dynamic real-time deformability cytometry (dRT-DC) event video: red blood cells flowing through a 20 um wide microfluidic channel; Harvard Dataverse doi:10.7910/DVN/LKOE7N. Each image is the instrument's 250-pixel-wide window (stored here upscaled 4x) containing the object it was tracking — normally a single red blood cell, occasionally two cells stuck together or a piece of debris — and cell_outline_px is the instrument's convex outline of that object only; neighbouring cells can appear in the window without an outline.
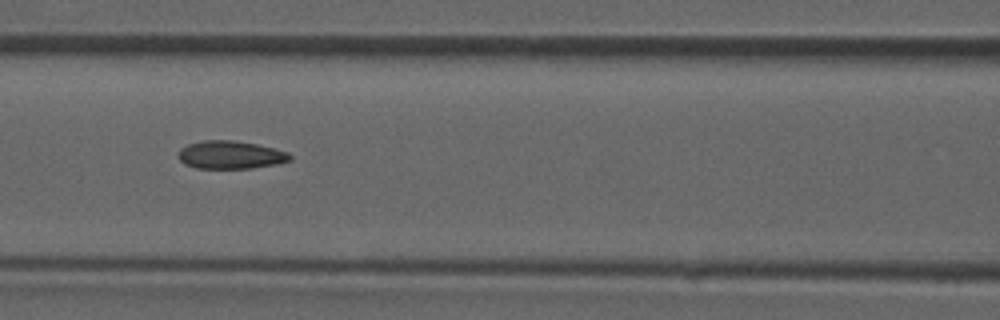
{"species": "common noctule bat (a hibernating species)", "species_latin": "Nyctalus noctula", "temperature_condition": "room temperature", "stored_images_in_passage": 46, "camera_frame_rate_fps": 3000, "um_per_image_px": 0.085, "animal": {"sex": "male", "forearm_length_mm": 52.5}, "frame": {"image": 1, "passage_image": 20, "time_ms": 6.333, "image_size_px": [1000, 320], "cell_outline_px": [[292, 160], [276, 164], [252, 168], [196, 168], [184, 164], [176, 156], [180, 148], [188, 144], [204, 140], [232, 140], [256, 144], [288, 152], [292, 156]], "centroid_in_image_um": [19.56, 13.16], "position_along_channel_um": 147.0, "area_um2": 18.26}}